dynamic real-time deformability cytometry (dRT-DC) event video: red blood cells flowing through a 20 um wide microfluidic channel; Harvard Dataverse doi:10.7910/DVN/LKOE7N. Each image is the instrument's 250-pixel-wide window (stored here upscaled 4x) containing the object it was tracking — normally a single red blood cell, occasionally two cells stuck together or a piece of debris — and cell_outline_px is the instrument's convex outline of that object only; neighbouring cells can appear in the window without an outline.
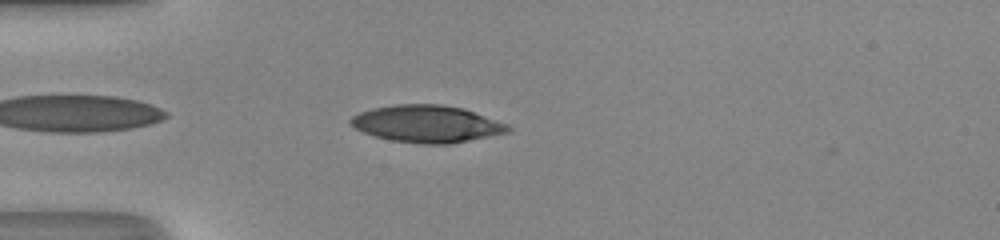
{"species": "human", "species_latin": "Homo sapiens", "temperature_condition": "room temperature", "stored_images_in_passage": 37, "camera_frame_rate_fps": 3000, "um_per_image_px": 0.085, "donor": {"sex": "male"}, "frame": {"image": 1, "passage_image": 3, "time_ms": 0.667, "image_size_px": [1000, 240], "cell_outline_px": [[512, 128], [508, 132], [448, 144], [424, 144], [392, 140], [376, 136], [364, 132], [356, 128], [348, 120], [352, 116], [360, 112], [372, 108], [396, 104], [440, 104], [464, 108], [508, 124]], "centroid_in_image_um": [36.29, 10.51], "position_along_channel_um": 48.7, "area_um2": 33.76}}
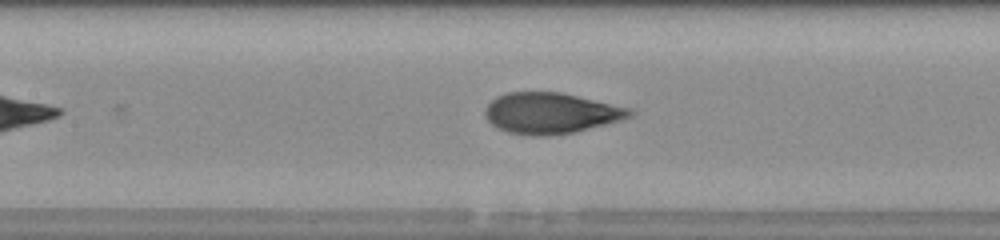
{"frame": {"image": 2, "passage_image": 12, "time_ms": 3.667, "image_size_px": [1000, 240], "cell_outline_px": [[636, 112], [632, 116], [620, 120], [576, 132], [548, 136], [532, 136], [508, 132], [492, 124], [488, 120], [484, 112], [488, 104], [496, 96], [508, 92], [560, 92], [632, 108]], "centroid_in_image_um": [46.84, 9.62], "position_along_channel_um": 160.6, "area_um2": 34.51}}
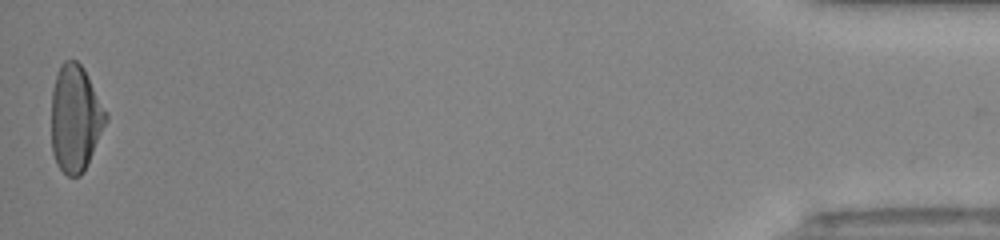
{"frame": {"image": 3, "passage_image": 37, "time_ms": 12.0, "image_size_px": [1000, 240], "cell_outline_px": [[108, 120], [88, 164], [80, 176], [68, 176], [56, 164], [52, 152], [52, 88], [60, 64], [64, 60], [76, 60], [84, 68], [108, 112]], "centroid_in_image_um": [6.42, 10.05], "position_along_channel_um": 428.8, "area_um2": 34.22}, "authors_computed_cell_mechanics": {"area_um2": 34.5066, "velocity_mm_per_s": 4.3333, "shape_relaxation_time_tau1_ms": 5.4741, "shape_relaxation_time_tau2_ms": null, "deformation_change_tau1": 0.2536, "deformation_change_tau2": null}}